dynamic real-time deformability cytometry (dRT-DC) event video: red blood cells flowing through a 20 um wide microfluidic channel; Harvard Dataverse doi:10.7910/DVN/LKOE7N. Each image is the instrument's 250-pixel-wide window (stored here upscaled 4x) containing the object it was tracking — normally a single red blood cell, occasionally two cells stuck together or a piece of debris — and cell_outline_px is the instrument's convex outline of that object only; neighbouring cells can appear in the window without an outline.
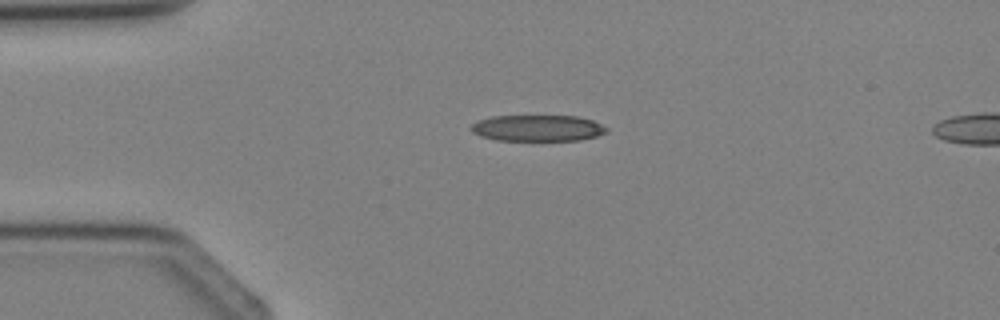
{"species": "Egyptian fruit bat (a non-hibernating species)", "species_latin": "Rousettus aegyptiacus", "temperature_condition": "cold", "stored_images_in_passage": 3, "segment_of_instrument_passage": [1, 2], "camera_frame_rate_fps": 3000, "um_per_image_px": 0.085, "animal": {"sex": "female"}, "frame": {"image": 1, "passage_image": 2, "time_ms": 1.0, "image_size_px": [1000, 320], "cell_outline_px": [[608, 132], [596, 136], [580, 140], [496, 140], [480, 136], [472, 132], [468, 128], [472, 124], [480, 120], [492, 116], [576, 116], [592, 120], [608, 128]], "centroid_in_image_um": [45.68, 10.89], "position_along_channel_um": 39.3, "area_um2": 20.69}}